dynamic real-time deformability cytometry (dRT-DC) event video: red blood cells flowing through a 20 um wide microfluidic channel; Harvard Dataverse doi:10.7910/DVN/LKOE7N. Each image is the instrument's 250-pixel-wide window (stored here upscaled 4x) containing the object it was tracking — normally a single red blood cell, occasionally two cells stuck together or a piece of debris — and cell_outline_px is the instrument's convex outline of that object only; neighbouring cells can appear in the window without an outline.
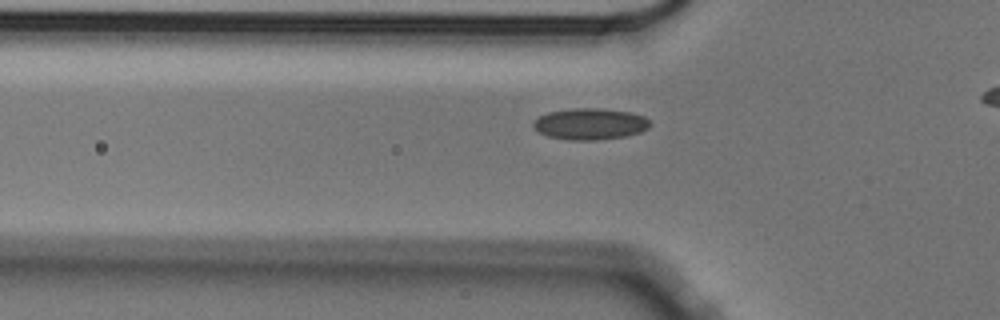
{"species": "Egyptian fruit bat (a non-hibernating species)", "species_latin": "Rousettus aegyptiacus", "temperature_condition": "cold", "stored_images_in_passage": 44, "camera_frame_rate_fps": 3000, "um_per_image_px": 0.085, "animal": {"sex": "male"}, "frame": {"image": 1, "passage_image": 13, "time_ms": 4.0, "image_size_px": [1000, 320], "cell_outline_px": [[652, 124], [648, 128], [640, 132], [628, 136], [596, 140], [568, 140], [548, 136], [540, 132], [532, 124], [540, 116], [548, 112], [572, 108], [600, 108], [628, 112], [644, 116]], "centroid_in_image_um": [50.19, 10.54], "position_along_channel_um": 75.6, "area_um2": 21.27}}
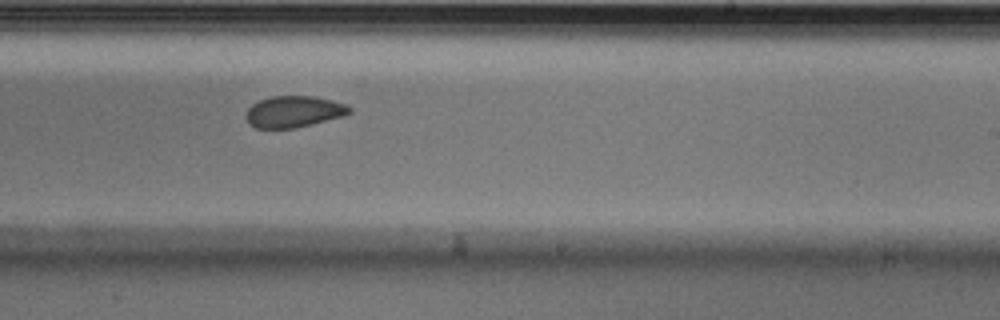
{"frame": {"image": 2, "passage_image": 29, "time_ms": 9.333, "image_size_px": [1000, 320], "cell_outline_px": [[352, 112], [344, 116], [296, 128], [256, 128], [248, 124], [244, 116], [248, 108], [252, 104], [260, 100], [272, 96], [312, 96], [332, 100], [344, 104], [352, 108]], "centroid_in_image_um": [24.95, 9.5], "position_along_channel_um": 264.0, "area_um2": 19.07}}
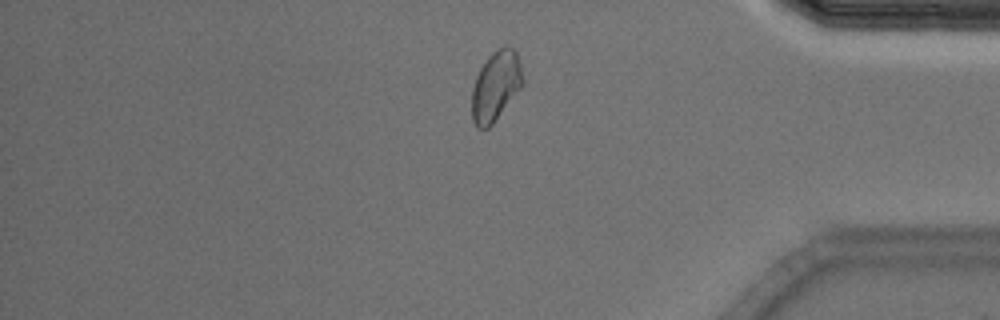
{"frame": {"image": 3, "passage_image": 42, "time_ms": 13.667, "image_size_px": [1000, 320], "cell_outline_px": [[524, 84], [492, 124], [488, 128], [476, 128], [472, 120], [472, 88], [476, 76], [480, 68], [488, 56], [492, 52], [500, 48], [512, 48], [516, 52], [520, 64], [524, 80]], "centroid_in_image_um": [42.13, 7.33], "position_along_channel_um": 393.1, "area_um2": 20.52}, "authors_computed_cell_mechanics": {"area_um2": 20.1433, "velocity_mm_per_s": 3.5212, "shape_relaxation_time_tau1_ms": null, "shape_relaxation_time_tau2_ms": 2.0611, "deformation_change_tau1": null, "deformation_change_tau2": 0.06}}